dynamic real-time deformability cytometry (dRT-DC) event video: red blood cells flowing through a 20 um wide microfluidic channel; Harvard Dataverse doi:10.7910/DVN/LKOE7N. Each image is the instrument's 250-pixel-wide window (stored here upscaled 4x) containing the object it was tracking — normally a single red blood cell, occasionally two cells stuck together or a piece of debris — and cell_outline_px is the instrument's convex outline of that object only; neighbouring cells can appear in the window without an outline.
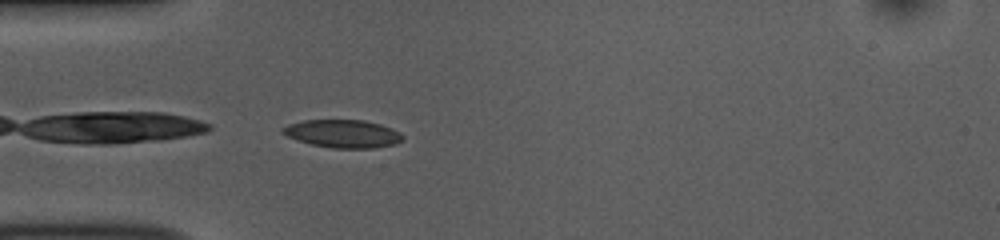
{"species": "common noctule bat (a hibernating species)", "species_latin": "Nyctalus noctula", "temperature_condition": "room temperature", "stored_images_in_passage": 39, "camera_frame_rate_fps": 3000, "um_per_image_px": 0.085, "animal": {"sex": "female", "body_mass_g": 10.0, "forearm_length_mm": 53.1}, "frame": {"image": 1, "passage_image": 2, "time_ms": 0.333, "image_size_px": [1000, 240], "cell_outline_px": [[404, 140], [396, 144], [376, 148], [332, 148], [312, 144], [288, 136], [280, 132], [280, 128], [288, 124], [304, 120], [364, 120], [380, 124], [400, 132], [404, 136]], "centroid_in_image_um": [29.17, 11.36], "position_along_channel_um": 55.8, "area_um2": 19.59}}
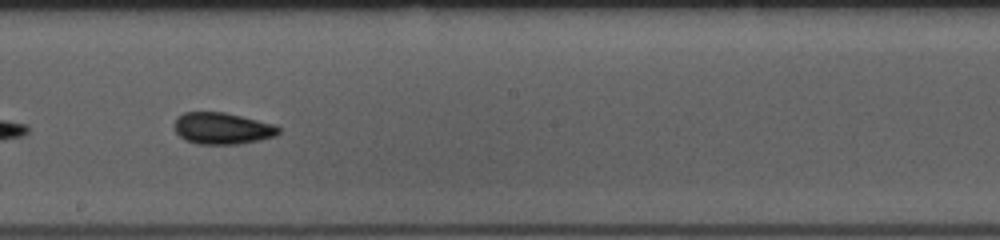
{"frame": {"image": 2, "passage_image": 16, "time_ms": 5.0, "image_size_px": [1000, 240], "cell_outline_px": [[280, 132], [276, 136], [260, 140], [240, 144], [196, 144], [184, 140], [176, 132], [176, 116], [184, 112], [224, 112], [272, 124], [280, 128]], "centroid_in_image_um": [18.88, 10.92], "position_along_channel_um": 229.3, "area_um2": 19.13}}
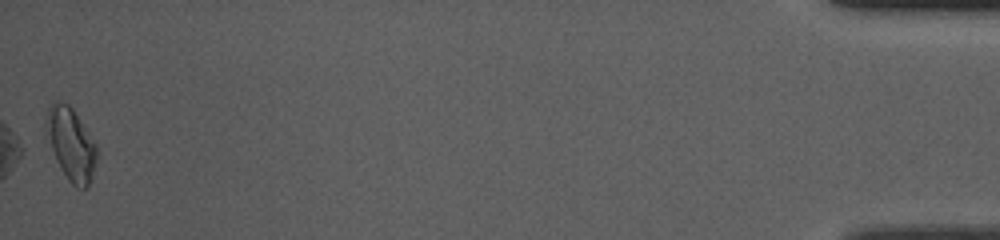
{"frame": {"image": 3, "passage_image": 39, "time_ms": 12.667, "image_size_px": [1000, 240], "cell_outline_px": [[96, 160], [92, 176], [88, 184], [84, 188], [76, 188], [68, 180], [60, 168], [56, 160], [44, 124], [48, 104], [52, 100], [56, 100], [68, 104], [72, 108], [96, 144]], "centroid_in_image_um": [6.0, 12.2], "position_along_channel_um": 429.2, "area_um2": 21.15}, "authors_computed_cell_mechanics": {"area_um2": 18.496, "velocity_mm_per_s": 3.8131, "shape_relaxation_time_tau1_ms": 5.3639, "shape_relaxation_time_tau2_ms": 3.2173, "deformation_change_tau1": 0.1021, "deformation_change_tau2": 0.086}}